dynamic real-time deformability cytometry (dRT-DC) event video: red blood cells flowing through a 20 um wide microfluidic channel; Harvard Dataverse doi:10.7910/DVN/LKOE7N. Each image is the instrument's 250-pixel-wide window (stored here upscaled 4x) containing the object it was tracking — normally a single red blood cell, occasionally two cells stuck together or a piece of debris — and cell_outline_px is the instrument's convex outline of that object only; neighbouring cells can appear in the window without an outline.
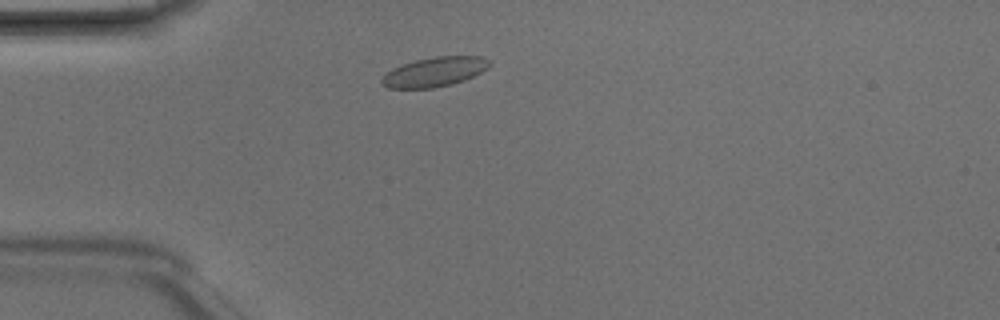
{"species": "Egyptian fruit bat (a non-hibernating species)", "species_latin": "Rousettus aegyptiacus", "temperature_condition": "room temperature", "stored_images_in_passage": 2, "camera_frame_rate_fps": 3000, "um_per_image_px": 0.085, "animal": {"sex": "male"}, "frame": {"image": 1, "passage_image": 2, "time_ms": 0.333, "image_size_px": [1000, 320], "cell_outline_px": [[492, 64], [488, 68], [464, 80], [452, 84], [432, 88], [388, 88], [380, 84], [380, 80], [392, 68], [416, 60], [436, 56], [484, 56], [492, 60]], "centroid_in_image_um": [36.97, 6.1], "position_along_channel_um": 48.0, "area_um2": 18.55}}